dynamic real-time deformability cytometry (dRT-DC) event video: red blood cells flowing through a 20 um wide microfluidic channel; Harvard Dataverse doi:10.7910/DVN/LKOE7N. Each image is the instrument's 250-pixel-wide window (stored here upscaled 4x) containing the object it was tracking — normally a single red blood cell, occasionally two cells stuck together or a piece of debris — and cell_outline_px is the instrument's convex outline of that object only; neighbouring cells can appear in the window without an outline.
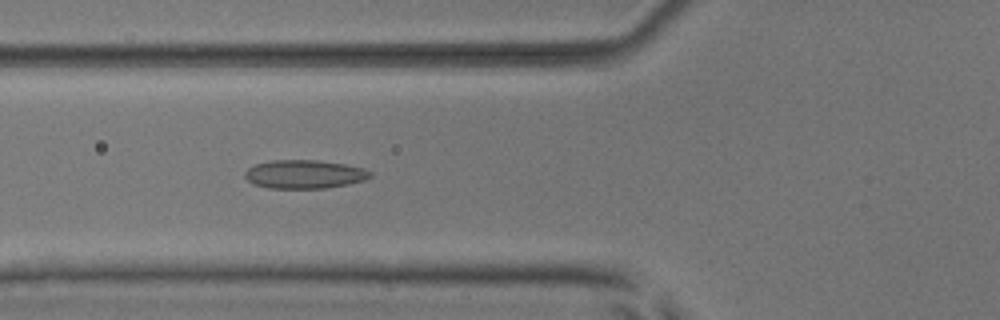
{"species": "common noctule bat (a hibernating species)", "species_latin": "Nyctalus noctula", "temperature_condition": "room temperature", "stored_images_in_passage": 31, "camera_frame_rate_fps": 3000, "um_per_image_px": 0.085, "animal": {"sex": "male", "body_mass_g": 17.9, "forearm_length_mm": 54.2}, "frame": {"image": 1, "passage_image": 3, "time_ms": 0.667, "image_size_px": [1000, 320], "cell_outline_px": [[372, 176], [364, 180], [348, 184], [324, 188], [268, 188], [252, 184], [244, 176], [244, 172], [248, 168], [256, 164], [272, 160], [316, 160], [344, 164], [364, 168], [372, 172]], "centroid_in_image_um": [25.86, 14.81], "position_along_channel_um": 99.9, "area_um2": 20.87}}
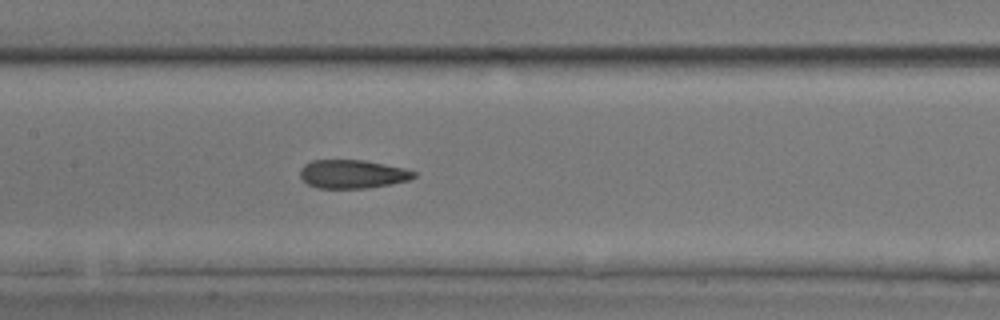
{"frame": {"image": 2, "passage_image": 9, "time_ms": 2.667, "image_size_px": [1000, 320], "cell_outline_px": [[416, 176], [408, 180], [392, 184], [368, 188], [316, 188], [308, 184], [300, 176], [300, 168], [304, 164], [312, 160], [364, 160], [404, 168], [416, 172]], "centroid_in_image_um": [29.95, 14.8], "position_along_channel_um": 177.4, "area_um2": 18.96}}
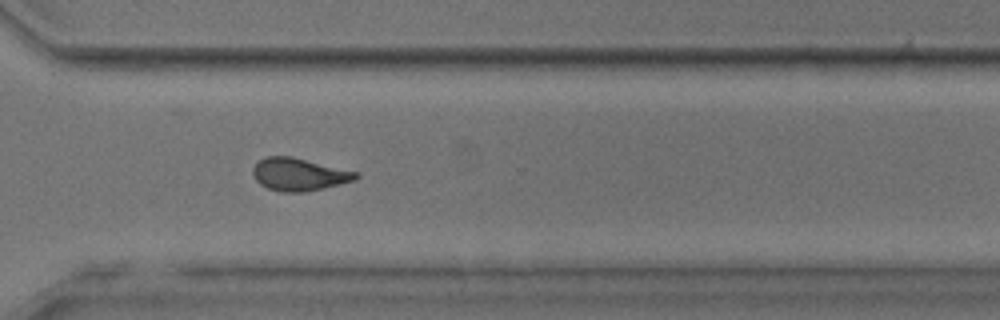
{"frame": {"image": 3, "passage_image": 22, "time_ms": 7.0, "image_size_px": [1000, 320], "cell_outline_px": [[360, 176], [356, 180], [340, 184], [304, 192], [284, 192], [268, 188], [260, 184], [256, 180], [252, 172], [252, 168], [264, 156], [292, 156], [360, 172]], "centroid_in_image_um": [25.45, 14.81], "position_along_channel_um": 345.2, "area_um2": 19.71}, "authors_computed_cell_mechanics": {"area_um2": 19.7098, "velocity_mm_per_s": 3.8691, "shape_relaxation_time_tau1_ms": null, "shape_relaxation_time_tau2_ms": 1.9451, "deformation_change_tau1": null, "deformation_change_tau2": 0.0792}}